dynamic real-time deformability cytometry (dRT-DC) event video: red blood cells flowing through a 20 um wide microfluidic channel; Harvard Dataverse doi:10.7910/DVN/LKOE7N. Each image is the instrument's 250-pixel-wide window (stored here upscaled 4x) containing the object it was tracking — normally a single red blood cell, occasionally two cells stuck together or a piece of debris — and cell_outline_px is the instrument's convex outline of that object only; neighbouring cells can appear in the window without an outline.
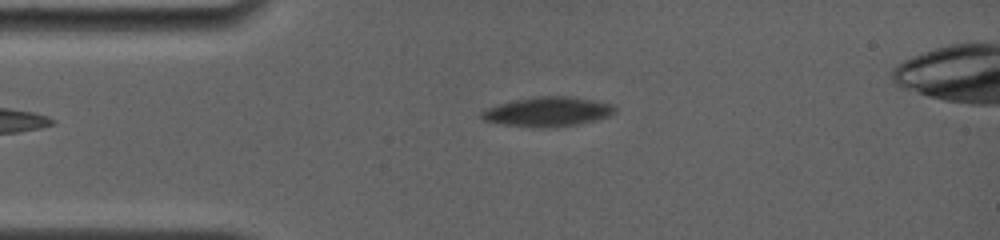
{"species": "common noctule bat (a hibernating species)", "species_latin": "Nyctalus noctula", "temperature_condition": "room temperature", "stored_images_in_passage": 33, "segment_of_instrument_passage": [1, 2], "camera_frame_rate_fps": 4000, "um_per_image_px": 0.085, "animal": {"sex": "female", "body_mass_g": 19.0, "forearm_length_mm": 56.7}, "frame": {"image": 1, "passage_image": 2, "time_ms": 0.75, "image_size_px": [1000, 240], "cell_outline_px": [[616, 112], [608, 116], [576, 124], [504, 124], [484, 120], [480, 116], [480, 112], [488, 108], [500, 104], [516, 100], [536, 96], [572, 96], [612, 104], [616, 108]], "centroid_in_image_um": [46.59, 9.43], "position_along_channel_um": 38.4, "area_um2": 21.44}}
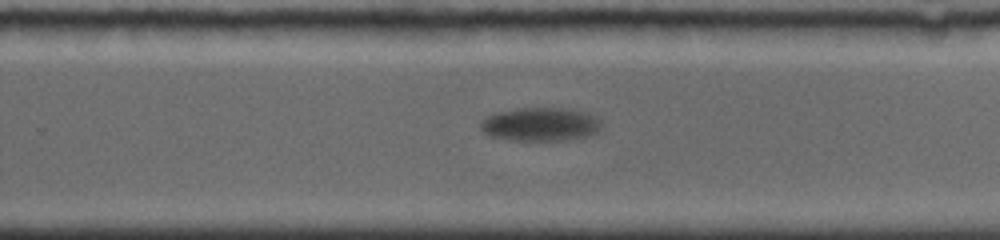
{"frame": {"image": 2, "passage_image": 15, "time_ms": 9.0, "image_size_px": [1000, 240], "cell_outline_px": [[600, 124], [596, 132], [584, 136], [564, 140], [508, 140], [488, 136], [480, 128], [480, 120], [496, 112], [520, 108], [568, 108], [588, 112], [600, 120]], "centroid_in_image_um": [45.88, 10.56], "position_along_channel_um": 283.9, "area_um2": 23.58}}
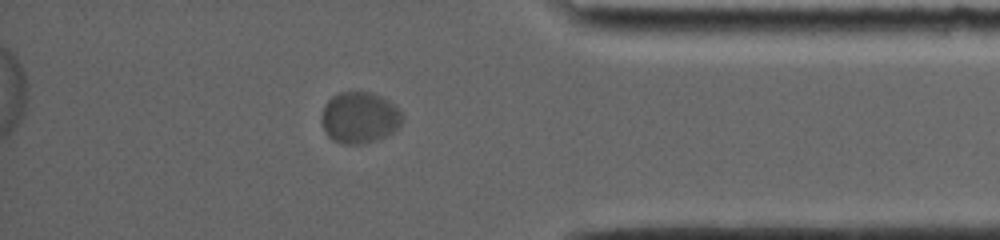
{"frame": {"image": 3, "passage_image": 29, "time_ms": 13.0, "image_size_px": [1000, 240], "cell_outline_px": [[404, 120], [392, 132], [384, 136], [364, 144], [340, 144], [332, 140], [324, 132], [320, 120], [324, 104], [332, 96], [340, 92], [372, 92], [396, 104], [404, 116]], "centroid_in_image_um": [30.54, 9.99], "position_along_channel_um": 404.7, "area_um2": 24.51}}